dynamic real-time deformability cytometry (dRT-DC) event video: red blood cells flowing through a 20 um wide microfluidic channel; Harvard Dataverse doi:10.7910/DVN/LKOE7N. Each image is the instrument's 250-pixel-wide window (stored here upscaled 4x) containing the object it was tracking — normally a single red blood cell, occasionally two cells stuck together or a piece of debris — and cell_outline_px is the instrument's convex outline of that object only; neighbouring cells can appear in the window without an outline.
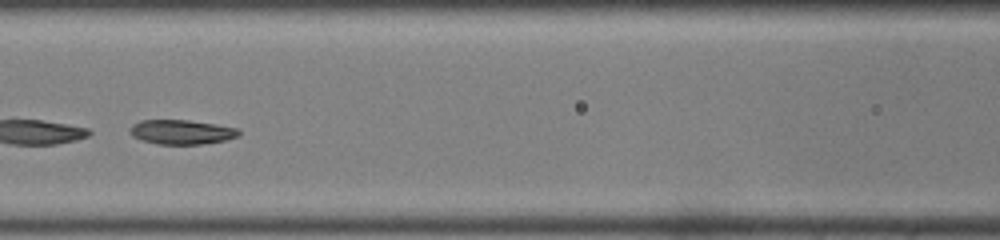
{"species": "common noctule bat (a hibernating species)", "species_latin": "Nyctalus noctula", "temperature_condition": "room temperature", "stored_images_in_passage": 42, "segment_of_instrument_passage": [2, 2], "camera_frame_rate_fps": 3000, "um_per_image_px": 0.085, "animal": {"sex": "male", "body_mass_g": 19.0, "forearm_length_mm": 50.8}, "frame": {"image": 1, "passage_image": 16, "time_ms": 5.0, "image_size_px": [1000, 240], "cell_outline_px": [[240, 136], [224, 140], [200, 144], [160, 144], [144, 140], [132, 136], [128, 128], [132, 124], [140, 120], [188, 120], [216, 124], [240, 128]], "centroid_in_image_um": [15.45, 11.21], "position_along_channel_um": 151.2, "area_um2": 15.55}}
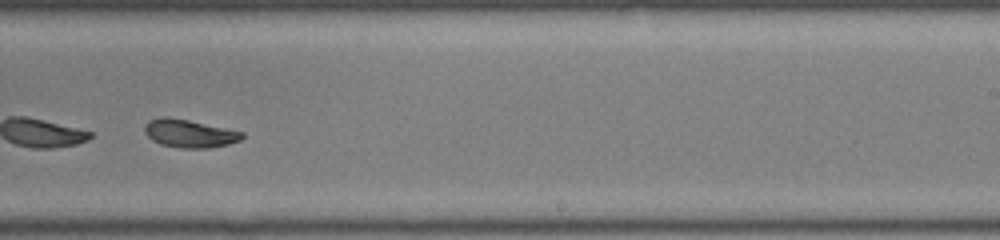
{"frame": {"image": 2, "passage_image": 25, "time_ms": 8.0, "image_size_px": [1000, 240], "cell_outline_px": [[244, 136], [240, 140], [228, 144], [208, 148], [180, 148], [160, 144], [152, 140], [144, 132], [144, 124], [148, 120], [160, 116], [168, 116], [188, 120], [244, 132]], "centroid_in_image_um": [16.06, 11.33], "position_along_channel_um": 272.9, "area_um2": 16.01}}
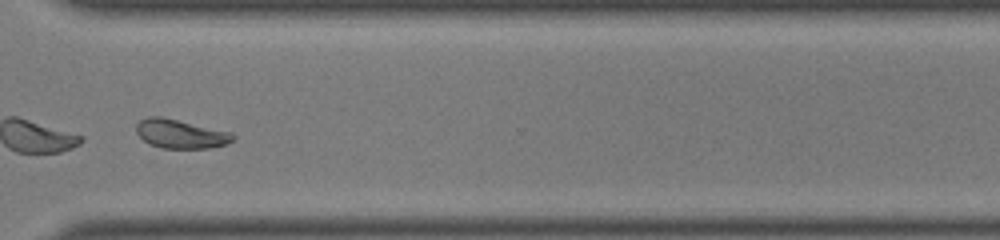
{"frame": {"image": 3, "passage_image": 31, "time_ms": 10.0, "image_size_px": [1000, 240], "cell_outline_px": [[236, 140], [224, 144], [208, 148], [160, 148], [148, 144], [136, 132], [136, 124], [140, 120], [148, 116], [160, 116], [232, 132], [236, 136]], "centroid_in_image_um": [15.35, 11.38], "position_along_channel_um": 355.3, "area_um2": 16.36}}